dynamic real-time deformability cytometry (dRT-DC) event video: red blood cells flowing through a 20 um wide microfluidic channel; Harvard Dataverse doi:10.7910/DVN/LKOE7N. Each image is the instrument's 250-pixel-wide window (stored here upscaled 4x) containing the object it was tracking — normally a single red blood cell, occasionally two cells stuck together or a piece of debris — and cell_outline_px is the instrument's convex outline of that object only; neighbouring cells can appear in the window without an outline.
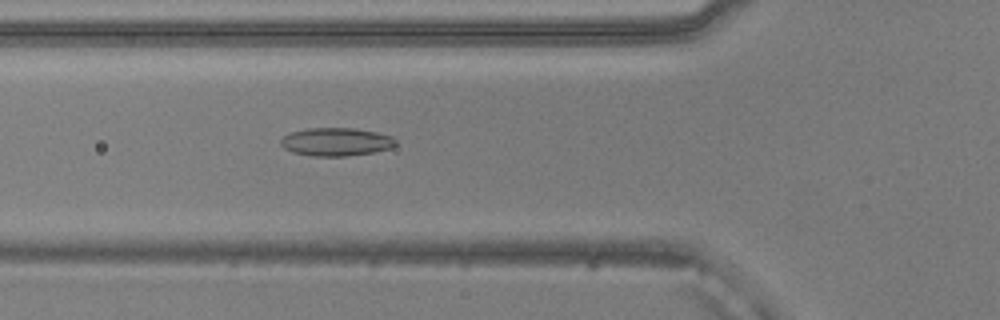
{"species": "common noctule bat (a hibernating species)", "species_latin": "Nyctalus noctula", "temperature_condition": "warm", "stored_images_in_passage": 45, "camera_frame_rate_fps": 3000, "um_per_image_px": 0.085, "animal": {"sex": "male", "body_mass_g": 20.5, "forearm_length_mm": 52.5}, "frame": {"image": 1, "passage_image": 11, "time_ms": 3.333, "image_size_px": [1000, 320], "cell_outline_px": [[396, 144], [392, 148], [372, 152], [348, 156], [312, 156], [292, 152], [284, 148], [280, 144], [280, 140], [284, 136], [292, 132], [308, 128], [356, 128], [376, 132], [392, 136], [396, 140]], "centroid_in_image_um": [28.58, 12.05], "position_along_channel_um": 97.2, "area_um2": 18.9}}
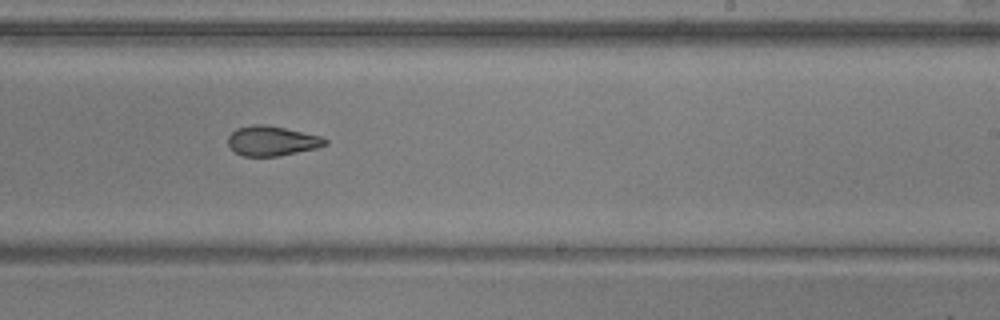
{"frame": {"image": 2, "passage_image": 24, "time_ms": 7.667, "image_size_px": [1000, 320], "cell_outline_px": [[328, 144], [316, 148], [276, 156], [244, 156], [236, 152], [228, 144], [228, 136], [236, 128], [252, 124], [268, 124], [320, 136], [328, 140]], "centroid_in_image_um": [23.1, 11.96], "position_along_channel_um": 265.9, "area_um2": 16.76}}
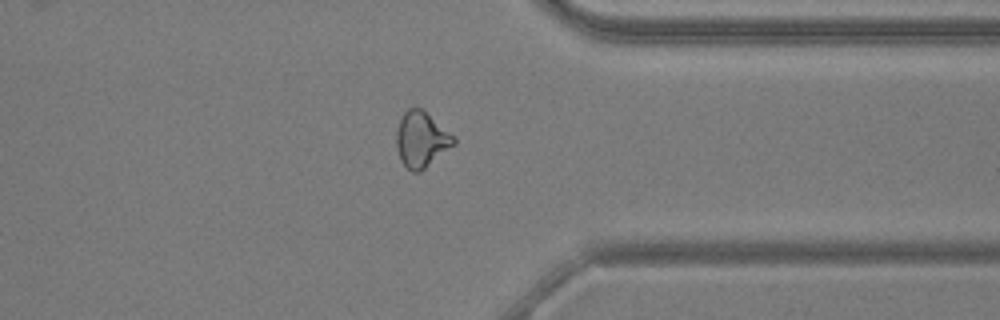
{"frame": {"image": 3, "passage_image": 33, "time_ms": 10.667, "image_size_px": [1000, 320], "cell_outline_px": [[456, 144], [420, 172], [412, 172], [400, 160], [396, 144], [396, 132], [400, 120], [404, 112], [408, 108], [420, 108], [456, 136]], "centroid_in_image_um": [35.84, 11.87], "position_along_channel_um": 375.6, "area_um2": 18.55}, "authors_computed_cell_mechanics": {"area_um2": 18.3804, "velocity_mm_per_s": 3.8817, "shape_relaxation_time_tau1_ms": null, "shape_relaxation_time_tau2_ms": 2.816, "deformation_change_tau1": null, "deformation_change_tau2": 0.1015}}